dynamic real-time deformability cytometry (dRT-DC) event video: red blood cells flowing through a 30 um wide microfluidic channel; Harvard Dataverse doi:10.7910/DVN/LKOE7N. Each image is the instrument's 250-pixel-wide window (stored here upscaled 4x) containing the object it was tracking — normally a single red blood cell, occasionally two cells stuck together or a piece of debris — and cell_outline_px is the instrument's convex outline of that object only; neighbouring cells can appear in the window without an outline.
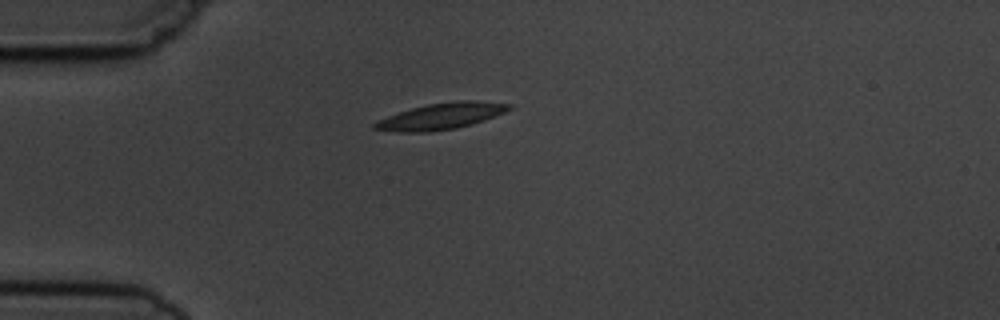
{"species": "common noctule bat (a hibernating species)", "species_latin": "Nyctalus noctula", "temperature_condition": "cold", "stored_images_in_passage": 3, "camera_frame_rate_fps": 3000, "um_per_image_px": 0.085, "animal": {"sex": "male", "body_mass_g": 19.5, "forearm_length_mm": 54.6}, "frame": {"image": 1, "passage_image": 1, "time_ms": 0.0, "image_size_px": [1000, 320], "cell_outline_px": [[512, 108], [504, 112], [484, 120], [472, 124], [456, 128], [428, 132], [400, 132], [372, 128], [372, 124], [376, 120], [412, 108], [428, 104], [456, 100], [476, 100], [512, 104]], "centroid_in_image_um": [37.5, 9.87], "position_along_channel_um": 47.5, "area_um2": 20.52}}
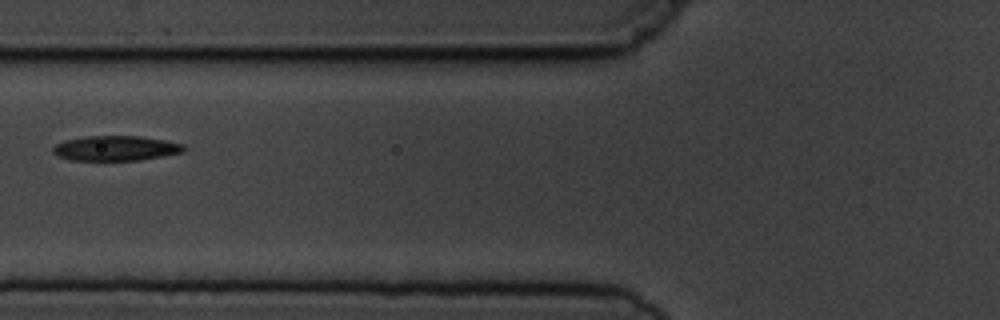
{"frame": {"image": 2, "passage_image": 3, "time_ms": 2.333, "image_size_px": [1000, 320], "cell_outline_px": [[188, 148], [184, 152], [164, 156], [140, 160], [72, 160], [56, 156], [52, 152], [52, 148], [56, 144], [64, 140], [84, 136], [140, 136], [164, 140], [184, 144]], "centroid_in_image_um": [9.85, 12.6], "position_along_channel_um": 116.0, "area_um2": 19.25}}